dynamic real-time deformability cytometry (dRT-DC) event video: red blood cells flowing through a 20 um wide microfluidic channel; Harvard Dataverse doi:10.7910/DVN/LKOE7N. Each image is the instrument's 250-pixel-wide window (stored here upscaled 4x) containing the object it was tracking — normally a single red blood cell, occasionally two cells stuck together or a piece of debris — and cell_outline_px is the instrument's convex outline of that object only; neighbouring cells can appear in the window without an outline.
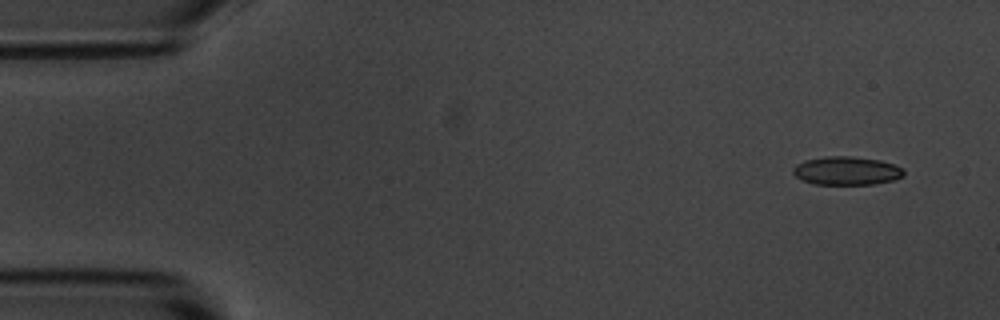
{"species": "common noctule bat (a hibernating species)", "species_latin": "Nyctalus noctula", "temperature_condition": "room temperature", "stored_images_in_passage": 6, "camera_frame_rate_fps": 3000, "um_per_image_px": 0.085, "animal": {"sex": "male", "body_mass_g": 20.1, "forearm_length_mm": 53.5}, "frame": {"image": 1, "passage_image": 1, "time_ms": 0.0, "image_size_px": [1000, 320], "cell_outline_px": [[904, 176], [892, 180], [872, 184], [812, 184], [800, 180], [792, 172], [792, 168], [796, 164], [804, 160], [824, 156], [852, 156], [880, 160], [904, 168]], "centroid_in_image_um": [71.92, 14.51], "position_along_channel_um": 13.1, "area_um2": 18.5}}
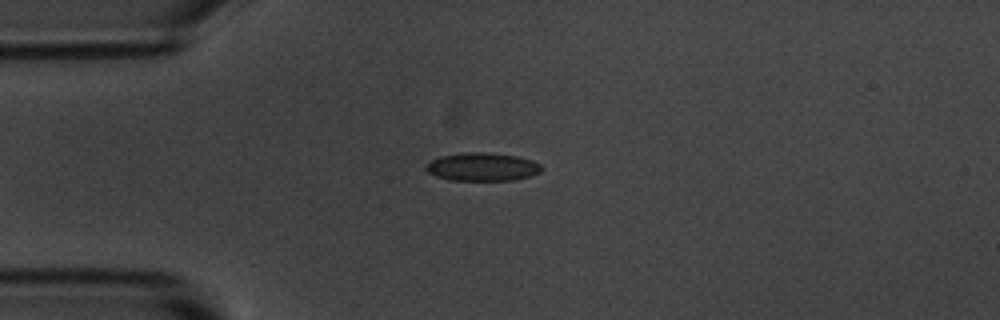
{"frame": {"image": 2, "passage_image": 4, "time_ms": 3.333, "image_size_px": [1000, 320], "cell_outline_px": [[544, 168], [540, 172], [528, 176], [512, 180], [452, 180], [436, 176], [428, 172], [424, 168], [424, 164], [440, 156], [468, 152], [484, 152], [516, 156], [532, 160], [540, 164]], "centroid_in_image_um": [40.98, 14.18], "position_along_channel_um": 44.0, "area_um2": 18.9}}